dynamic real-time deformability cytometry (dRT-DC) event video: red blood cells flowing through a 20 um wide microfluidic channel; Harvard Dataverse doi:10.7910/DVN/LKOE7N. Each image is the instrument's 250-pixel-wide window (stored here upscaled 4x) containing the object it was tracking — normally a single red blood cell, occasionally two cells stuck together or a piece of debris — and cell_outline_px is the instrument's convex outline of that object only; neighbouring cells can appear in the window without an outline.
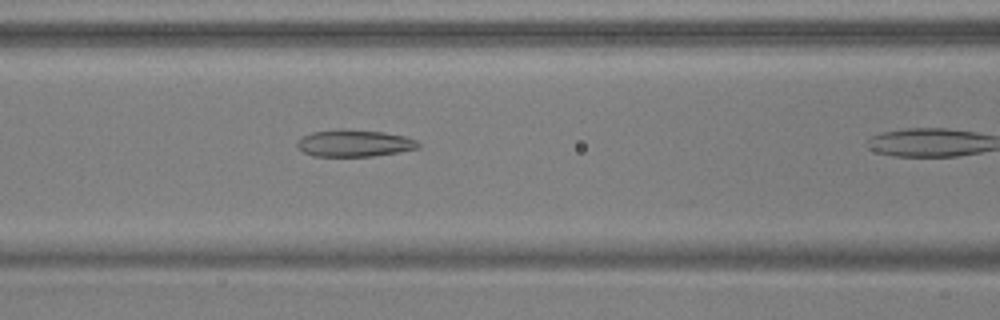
{"species": "common noctule bat (a hibernating species)", "species_latin": "Nyctalus noctula", "temperature_condition": "warm", "stored_images_in_passage": 9, "camera_frame_rate_fps": 3000, "um_per_image_px": 0.085, "animal": {"sex": "male", "body_mass_g": 17.9, "forearm_length_mm": 54.2}, "frame": {"image": 1, "passage_image": 8, "time_ms": 2.333, "image_size_px": [1000, 320], "cell_outline_px": [[420, 148], [400, 152], [372, 156], [312, 156], [304, 152], [296, 144], [296, 140], [312, 132], [340, 128], [384, 132], [404, 136], [416, 140], [420, 144]], "centroid_in_image_um": [30.12, 12.17], "position_along_channel_um": 136.5, "area_um2": 19.13}}